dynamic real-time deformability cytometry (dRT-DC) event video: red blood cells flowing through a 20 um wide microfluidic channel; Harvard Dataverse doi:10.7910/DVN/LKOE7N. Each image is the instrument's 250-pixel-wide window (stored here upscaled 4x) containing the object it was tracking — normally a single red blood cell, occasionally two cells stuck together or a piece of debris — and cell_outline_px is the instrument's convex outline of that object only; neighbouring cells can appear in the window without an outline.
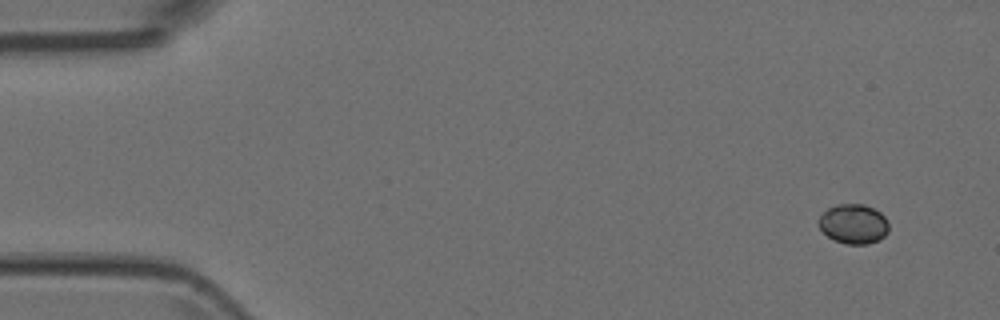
{"species": "Egyptian fruit bat (a non-hibernating species)", "species_latin": "Rousettus aegyptiacus", "temperature_condition": "room temperature", "stored_images_in_passage": 8, "camera_frame_rate_fps": 3000, "um_per_image_px": 0.085, "animal": {"sex": "female"}, "frame": {"image": 1, "passage_image": 1, "time_ms": 0.0, "image_size_px": [1000, 320], "cell_outline_px": [[888, 232], [884, 236], [868, 244], [844, 244], [828, 236], [816, 224], [816, 220], [828, 208], [836, 204], [864, 204], [880, 212], [888, 220]], "centroid_in_image_um": [72.53, 19.02], "position_along_channel_um": 12.5, "area_um2": 16.24}}
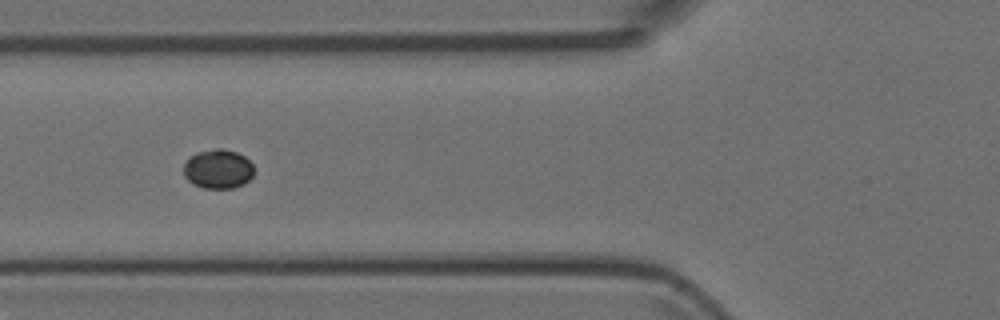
{"frame": {"image": 2, "passage_image": 5, "time_ms": 1.333, "image_size_px": [1000, 320], "cell_outline_px": [[256, 168], [252, 176], [244, 184], [232, 188], [204, 188], [192, 184], [184, 176], [184, 164], [192, 156], [200, 152], [216, 148], [220, 148], [236, 152], [244, 156]], "centroid_in_image_um": [18.56, 14.38], "position_along_channel_um": 107.2, "area_um2": 16.01}}
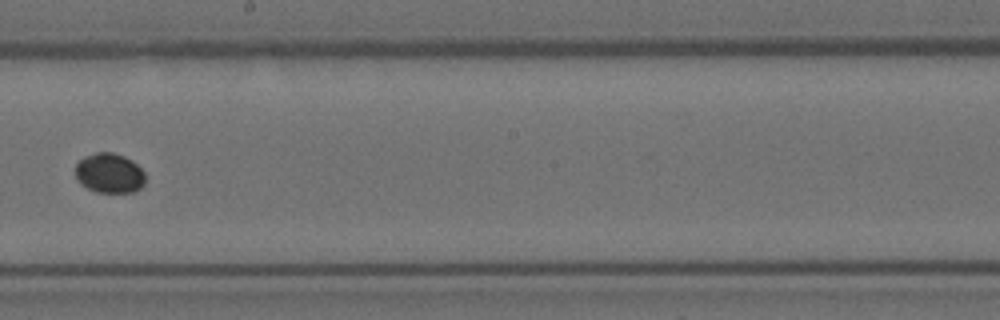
{"frame": {"image": 3, "passage_image": 8, "time_ms": 2.333, "image_size_px": [1000, 320], "cell_outline_px": [[144, 184], [136, 192], [96, 192], [80, 184], [76, 180], [76, 164], [84, 156], [96, 152], [112, 152], [124, 156], [132, 160], [144, 172]], "centroid_in_image_um": [9.29, 14.72], "position_along_channel_um": 238.9, "area_um2": 16.3}}